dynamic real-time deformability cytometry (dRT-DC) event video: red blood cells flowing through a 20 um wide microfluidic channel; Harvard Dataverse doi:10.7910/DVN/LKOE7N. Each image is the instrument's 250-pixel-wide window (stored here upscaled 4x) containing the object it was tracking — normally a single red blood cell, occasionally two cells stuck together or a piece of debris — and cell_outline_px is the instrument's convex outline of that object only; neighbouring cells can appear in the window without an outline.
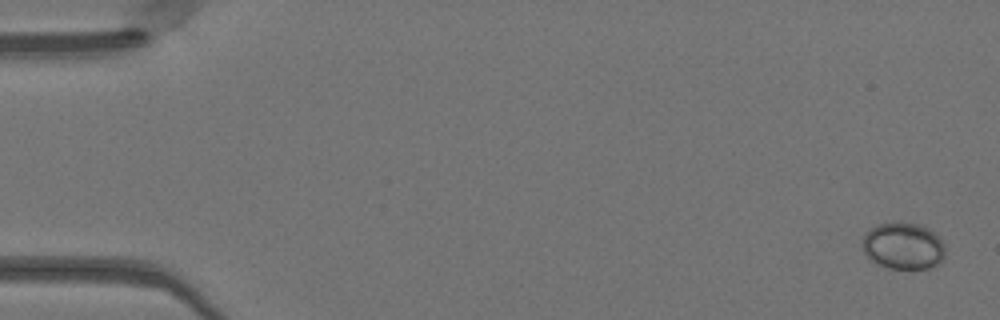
{"species": "Egyptian fruit bat (a non-hibernating species)", "species_latin": "Rousettus aegyptiacus", "temperature_condition": "warm", "stored_images_in_passage": 49, "camera_frame_rate_fps": 3000, "um_per_image_px": 0.085, "animal": {"sex": "female"}, "frame": {"image": 1, "passage_image": 1, "time_ms": 0.0, "image_size_px": [1000, 320], "cell_outline_px": [[944, 256], [940, 264], [928, 268], [888, 268], [872, 260], [864, 252], [864, 232], [880, 224], [892, 220], [900, 220], [916, 224], [928, 228], [944, 244]], "centroid_in_image_um": [76.78, 20.88], "position_along_channel_um": 8.2, "area_um2": 22.48}}
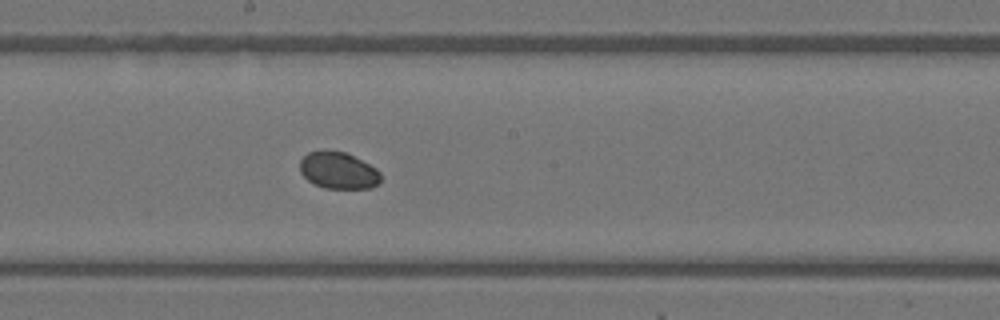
{"frame": {"image": 2, "passage_image": 27, "time_ms": 8.667, "image_size_px": [1000, 320], "cell_outline_px": [[380, 184], [372, 188], [324, 188], [312, 184], [300, 172], [300, 160], [308, 152], [344, 152], [376, 168], [380, 172]], "centroid_in_image_um": [28.76, 14.53], "position_along_channel_um": 219.4, "area_um2": 17.05}}
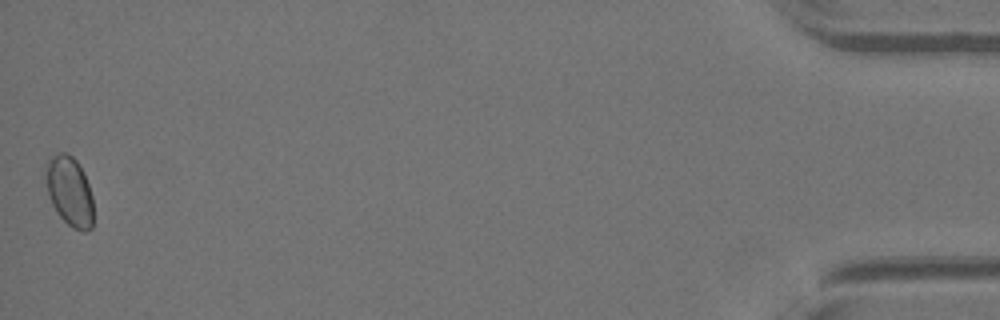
{"frame": {"image": 3, "passage_image": 49, "time_ms": 16.0, "image_size_px": [1000, 320], "cell_outline_px": [[92, 228], [84, 232], [72, 228], [56, 212], [52, 204], [48, 192], [44, 172], [48, 160], [56, 152], [68, 152], [76, 160], [84, 172], [92, 196]], "centroid_in_image_um": [5.9, 16.23], "position_along_channel_um": 429.3, "area_um2": 19.42}}